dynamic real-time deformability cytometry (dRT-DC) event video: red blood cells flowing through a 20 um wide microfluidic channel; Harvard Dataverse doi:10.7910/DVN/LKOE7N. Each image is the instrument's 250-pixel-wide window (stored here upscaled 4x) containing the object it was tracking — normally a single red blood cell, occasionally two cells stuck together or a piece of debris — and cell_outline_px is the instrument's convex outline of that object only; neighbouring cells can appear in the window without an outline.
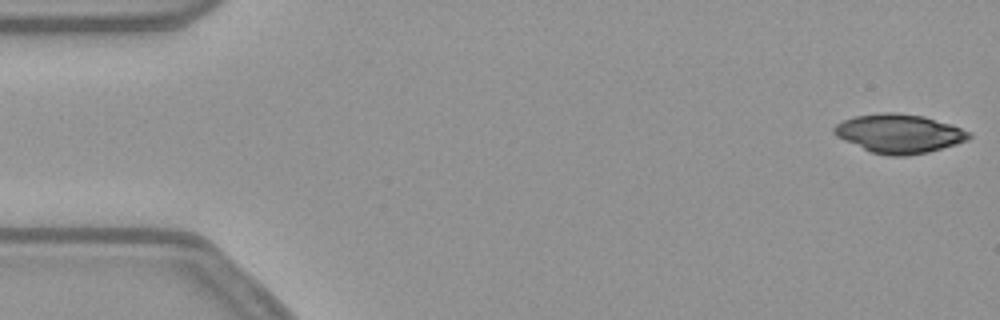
{"species": "common noctule bat (a hibernating species)", "species_latin": "Nyctalus noctula", "temperature_condition": "warm", "stored_images_in_passage": 53, "camera_frame_rate_fps": 3000, "um_per_image_px": 0.085, "animal": {"sex": "female", "body_mass_g": 21.9}, "frame": {"image": 1, "passage_image": 1, "time_ms": 0.0, "image_size_px": [1000, 320], "cell_outline_px": [[972, 136], [968, 140], [956, 144], [928, 152], [904, 156], [888, 156], [872, 152], [844, 140], [836, 136], [832, 132], [832, 128], [836, 124], [844, 120], [856, 116], [880, 112], [892, 112], [924, 116], [952, 124], [972, 132]], "centroid_in_image_um": [76.45, 11.35], "position_along_channel_um": 8.5, "area_um2": 30.63}}